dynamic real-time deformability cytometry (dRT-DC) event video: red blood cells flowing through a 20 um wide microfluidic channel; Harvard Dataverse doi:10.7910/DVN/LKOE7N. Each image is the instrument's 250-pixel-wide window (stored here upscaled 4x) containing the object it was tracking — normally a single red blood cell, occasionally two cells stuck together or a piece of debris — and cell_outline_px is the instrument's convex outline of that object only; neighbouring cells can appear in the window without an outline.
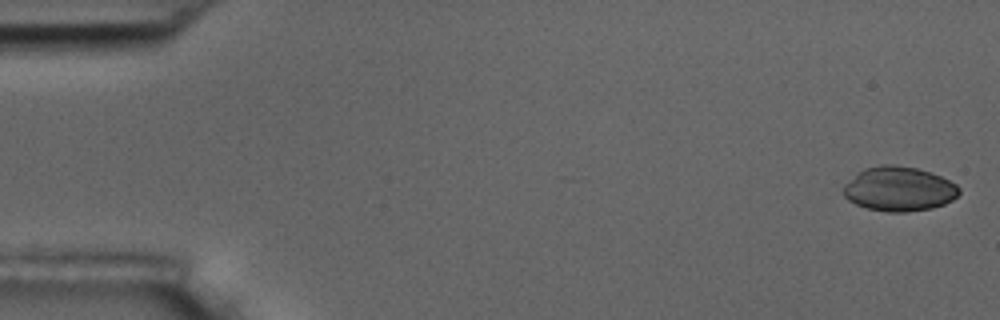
{"species": "common noctule bat (a hibernating species)", "species_latin": "Nyctalus noctula", "temperature_condition": "room temperature", "stored_images_in_passage": 6, "camera_frame_rate_fps": 3000, "um_per_image_px": 0.085, "animal": {"sex": "male", "body_mass_g": 17.5, "forearm_length_mm": 52.3}, "frame": {"image": 1, "passage_image": 1, "time_ms": 0.0, "image_size_px": [1000, 320], "cell_outline_px": [[960, 192], [952, 200], [944, 204], [932, 208], [904, 212], [888, 212], [868, 208], [856, 204], [848, 200], [844, 196], [844, 184], [856, 172], [864, 168], [884, 164], [896, 164], [916, 168], [932, 172], [956, 184], [960, 188]], "centroid_in_image_um": [76.4, 16.04], "position_along_channel_um": 8.6, "area_um2": 30.11}}
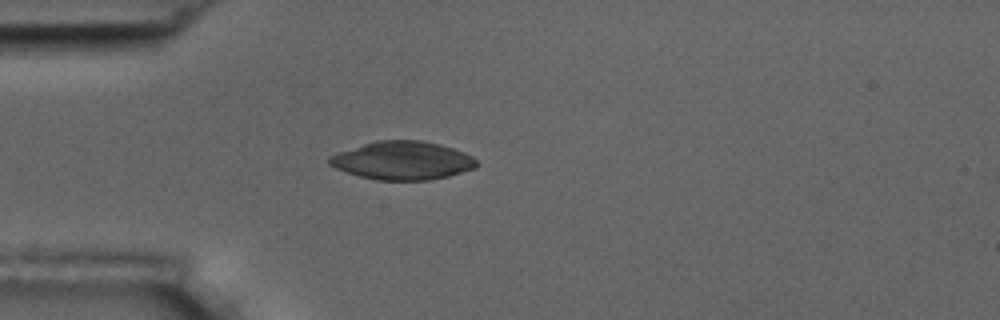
{"frame": {"image": 2, "passage_image": 5, "time_ms": 4.667, "image_size_px": [1000, 320], "cell_outline_px": [[480, 164], [476, 168], [448, 176], [428, 180], [376, 180], [360, 176], [336, 168], [328, 164], [328, 156], [376, 140], [420, 140], [440, 144], [464, 152], [472, 156]], "centroid_in_image_um": [34.24, 13.64], "position_along_channel_um": 50.8, "area_um2": 32.77}}